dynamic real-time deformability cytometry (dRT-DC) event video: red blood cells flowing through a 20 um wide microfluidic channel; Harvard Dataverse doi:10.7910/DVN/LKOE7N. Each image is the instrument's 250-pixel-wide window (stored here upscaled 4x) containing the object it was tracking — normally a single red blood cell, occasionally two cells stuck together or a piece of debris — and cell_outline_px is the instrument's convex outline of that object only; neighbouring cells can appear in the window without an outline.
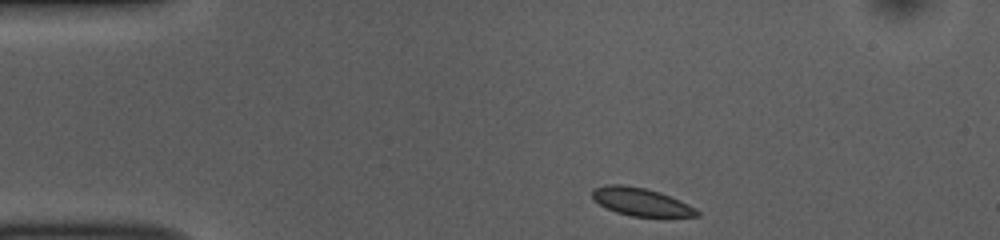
{"species": "common noctule bat (a hibernating species)", "species_latin": "Nyctalus noctula", "temperature_condition": "room temperature", "stored_images_in_passage": 45, "camera_frame_rate_fps": 3000, "um_per_image_px": 0.085, "animal": {"sex": "female", "body_mass_g": 10.0, "forearm_length_mm": 53.1}, "frame": {"image": 1, "passage_image": 1, "time_ms": 0.0, "image_size_px": [1000, 240], "cell_outline_px": [[700, 216], [632, 216], [616, 212], [592, 200], [592, 188], [608, 184], [624, 184], [644, 188], [660, 192], [680, 200], [696, 208], [700, 212]], "centroid_in_image_um": [54.46, 17.14], "position_along_channel_um": 30.5, "area_um2": 16.99}}
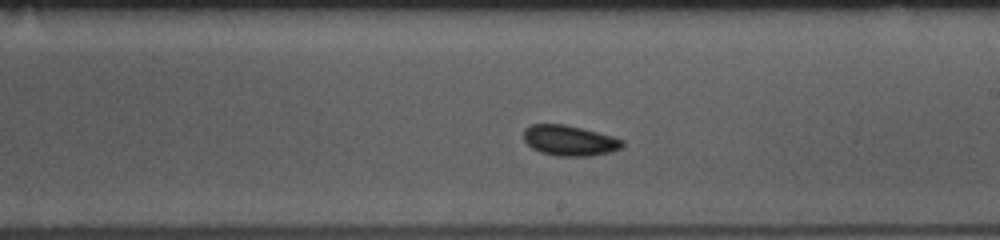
{"frame": {"image": 2, "passage_image": 22, "time_ms": 7.0, "image_size_px": [1000, 240], "cell_outline_px": [[624, 144], [620, 148], [612, 152], [592, 156], [556, 156], [540, 152], [532, 148], [524, 140], [524, 128], [532, 124], [564, 124], [612, 136], [624, 140]], "centroid_in_image_um": [48.4, 11.95], "position_along_channel_um": 240.6, "area_um2": 17.51}}
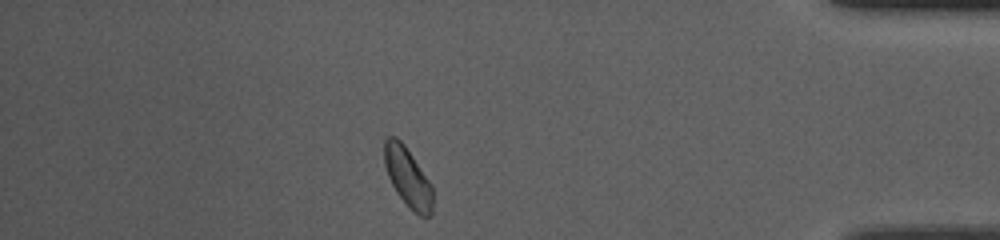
{"frame": {"image": 3, "passage_image": 38, "time_ms": 12.333, "image_size_px": [1000, 240], "cell_outline_px": [[432, 212], [428, 216], [420, 216], [396, 192], [388, 176], [384, 164], [384, 140], [388, 136], [396, 136], [404, 144], [432, 184]], "centroid_in_image_um": [34.65, 15.01], "position_along_channel_um": 400.6, "area_um2": 16.47}, "authors_computed_cell_mechanics": {"area_um2": 17.051, "velocity_mm_per_s": 3.7172, "shape_relaxation_time_tau1_ms": 2.8769, "shape_relaxation_time_tau2_ms": null, "deformation_change_tau1": 0.0478, "deformation_change_tau2": null}}